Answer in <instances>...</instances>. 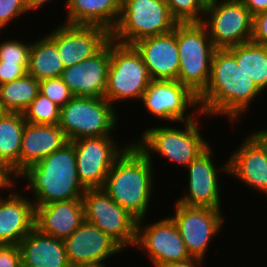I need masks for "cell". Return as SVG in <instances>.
Returning a JSON list of instances; mask_svg holds the SVG:
<instances>
[{
  "instance_id": "36",
  "label": "cell",
  "mask_w": 267,
  "mask_h": 267,
  "mask_svg": "<svg viewBox=\"0 0 267 267\" xmlns=\"http://www.w3.org/2000/svg\"><path fill=\"white\" fill-rule=\"evenodd\" d=\"M0 267H22L18 245H0Z\"/></svg>"
},
{
  "instance_id": "35",
  "label": "cell",
  "mask_w": 267,
  "mask_h": 267,
  "mask_svg": "<svg viewBox=\"0 0 267 267\" xmlns=\"http://www.w3.org/2000/svg\"><path fill=\"white\" fill-rule=\"evenodd\" d=\"M251 42L267 46V10L253 16Z\"/></svg>"
},
{
  "instance_id": "18",
  "label": "cell",
  "mask_w": 267,
  "mask_h": 267,
  "mask_svg": "<svg viewBox=\"0 0 267 267\" xmlns=\"http://www.w3.org/2000/svg\"><path fill=\"white\" fill-rule=\"evenodd\" d=\"M110 41L94 56L67 67L61 78L74 96L105 98Z\"/></svg>"
},
{
  "instance_id": "16",
  "label": "cell",
  "mask_w": 267,
  "mask_h": 267,
  "mask_svg": "<svg viewBox=\"0 0 267 267\" xmlns=\"http://www.w3.org/2000/svg\"><path fill=\"white\" fill-rule=\"evenodd\" d=\"M62 23L47 35L56 43L65 68L91 58L111 40L104 27Z\"/></svg>"
},
{
  "instance_id": "17",
  "label": "cell",
  "mask_w": 267,
  "mask_h": 267,
  "mask_svg": "<svg viewBox=\"0 0 267 267\" xmlns=\"http://www.w3.org/2000/svg\"><path fill=\"white\" fill-rule=\"evenodd\" d=\"M63 241L71 267L105 264L109 257L124 251L115 240L86 220Z\"/></svg>"
},
{
  "instance_id": "30",
  "label": "cell",
  "mask_w": 267,
  "mask_h": 267,
  "mask_svg": "<svg viewBox=\"0 0 267 267\" xmlns=\"http://www.w3.org/2000/svg\"><path fill=\"white\" fill-rule=\"evenodd\" d=\"M26 122L34 124L58 125L60 107L40 92L23 112Z\"/></svg>"
},
{
  "instance_id": "37",
  "label": "cell",
  "mask_w": 267,
  "mask_h": 267,
  "mask_svg": "<svg viewBox=\"0 0 267 267\" xmlns=\"http://www.w3.org/2000/svg\"><path fill=\"white\" fill-rule=\"evenodd\" d=\"M27 73L18 63H0V85L20 79Z\"/></svg>"
},
{
  "instance_id": "15",
  "label": "cell",
  "mask_w": 267,
  "mask_h": 267,
  "mask_svg": "<svg viewBox=\"0 0 267 267\" xmlns=\"http://www.w3.org/2000/svg\"><path fill=\"white\" fill-rule=\"evenodd\" d=\"M146 218L137 221L136 248L145 251L153 267L190 259L179 230L169 216L146 224Z\"/></svg>"
},
{
  "instance_id": "6",
  "label": "cell",
  "mask_w": 267,
  "mask_h": 267,
  "mask_svg": "<svg viewBox=\"0 0 267 267\" xmlns=\"http://www.w3.org/2000/svg\"><path fill=\"white\" fill-rule=\"evenodd\" d=\"M177 24L165 0H122L120 19L111 39L133 45L143 38L168 33Z\"/></svg>"
},
{
  "instance_id": "8",
  "label": "cell",
  "mask_w": 267,
  "mask_h": 267,
  "mask_svg": "<svg viewBox=\"0 0 267 267\" xmlns=\"http://www.w3.org/2000/svg\"><path fill=\"white\" fill-rule=\"evenodd\" d=\"M151 81L147 67L135 47L111 39L105 99L116 108L117 102H140Z\"/></svg>"
},
{
  "instance_id": "27",
  "label": "cell",
  "mask_w": 267,
  "mask_h": 267,
  "mask_svg": "<svg viewBox=\"0 0 267 267\" xmlns=\"http://www.w3.org/2000/svg\"><path fill=\"white\" fill-rule=\"evenodd\" d=\"M65 69L56 43L47 35L31 42L28 60V74L36 80L61 77Z\"/></svg>"
},
{
  "instance_id": "39",
  "label": "cell",
  "mask_w": 267,
  "mask_h": 267,
  "mask_svg": "<svg viewBox=\"0 0 267 267\" xmlns=\"http://www.w3.org/2000/svg\"><path fill=\"white\" fill-rule=\"evenodd\" d=\"M16 178L0 163V190L9 191L17 186Z\"/></svg>"
},
{
  "instance_id": "19",
  "label": "cell",
  "mask_w": 267,
  "mask_h": 267,
  "mask_svg": "<svg viewBox=\"0 0 267 267\" xmlns=\"http://www.w3.org/2000/svg\"><path fill=\"white\" fill-rule=\"evenodd\" d=\"M152 80H177L180 57L174 30L143 38L133 44Z\"/></svg>"
},
{
  "instance_id": "14",
  "label": "cell",
  "mask_w": 267,
  "mask_h": 267,
  "mask_svg": "<svg viewBox=\"0 0 267 267\" xmlns=\"http://www.w3.org/2000/svg\"><path fill=\"white\" fill-rule=\"evenodd\" d=\"M173 206L174 215L170 217L175 222L188 253L191 257L205 260L208 245L224 227L226 217H223V210L179 203Z\"/></svg>"
},
{
  "instance_id": "32",
  "label": "cell",
  "mask_w": 267,
  "mask_h": 267,
  "mask_svg": "<svg viewBox=\"0 0 267 267\" xmlns=\"http://www.w3.org/2000/svg\"><path fill=\"white\" fill-rule=\"evenodd\" d=\"M24 42L10 38L0 43V63H18L27 71L31 42Z\"/></svg>"
},
{
  "instance_id": "2",
  "label": "cell",
  "mask_w": 267,
  "mask_h": 267,
  "mask_svg": "<svg viewBox=\"0 0 267 267\" xmlns=\"http://www.w3.org/2000/svg\"><path fill=\"white\" fill-rule=\"evenodd\" d=\"M16 179H23V182L25 179L23 191L28 189L33 193L34 206L82 199L86 191L78 177L75 147L71 141L27 167Z\"/></svg>"
},
{
  "instance_id": "5",
  "label": "cell",
  "mask_w": 267,
  "mask_h": 267,
  "mask_svg": "<svg viewBox=\"0 0 267 267\" xmlns=\"http://www.w3.org/2000/svg\"><path fill=\"white\" fill-rule=\"evenodd\" d=\"M176 41L180 57L177 81L198 96L209 82L217 48L202 23H178Z\"/></svg>"
},
{
  "instance_id": "12",
  "label": "cell",
  "mask_w": 267,
  "mask_h": 267,
  "mask_svg": "<svg viewBox=\"0 0 267 267\" xmlns=\"http://www.w3.org/2000/svg\"><path fill=\"white\" fill-rule=\"evenodd\" d=\"M114 137H84L71 141L75 147L78 177L85 189L102 188L115 160L132 143L129 140L128 144L120 146Z\"/></svg>"
},
{
  "instance_id": "41",
  "label": "cell",
  "mask_w": 267,
  "mask_h": 267,
  "mask_svg": "<svg viewBox=\"0 0 267 267\" xmlns=\"http://www.w3.org/2000/svg\"><path fill=\"white\" fill-rule=\"evenodd\" d=\"M204 259L191 257L183 261L168 263L162 267H203Z\"/></svg>"
},
{
  "instance_id": "29",
  "label": "cell",
  "mask_w": 267,
  "mask_h": 267,
  "mask_svg": "<svg viewBox=\"0 0 267 267\" xmlns=\"http://www.w3.org/2000/svg\"><path fill=\"white\" fill-rule=\"evenodd\" d=\"M39 94V81L28 73L0 85V112L23 113Z\"/></svg>"
},
{
  "instance_id": "9",
  "label": "cell",
  "mask_w": 267,
  "mask_h": 267,
  "mask_svg": "<svg viewBox=\"0 0 267 267\" xmlns=\"http://www.w3.org/2000/svg\"><path fill=\"white\" fill-rule=\"evenodd\" d=\"M217 49L251 41L253 16L240 0H207L201 22Z\"/></svg>"
},
{
  "instance_id": "33",
  "label": "cell",
  "mask_w": 267,
  "mask_h": 267,
  "mask_svg": "<svg viewBox=\"0 0 267 267\" xmlns=\"http://www.w3.org/2000/svg\"><path fill=\"white\" fill-rule=\"evenodd\" d=\"M39 92L60 108L74 97L61 77L39 81Z\"/></svg>"
},
{
  "instance_id": "10",
  "label": "cell",
  "mask_w": 267,
  "mask_h": 267,
  "mask_svg": "<svg viewBox=\"0 0 267 267\" xmlns=\"http://www.w3.org/2000/svg\"><path fill=\"white\" fill-rule=\"evenodd\" d=\"M140 102L149 115L161 119L163 123L168 121L167 124L178 121L177 124L181 125L201 114L198 96L177 80H152Z\"/></svg>"
},
{
  "instance_id": "40",
  "label": "cell",
  "mask_w": 267,
  "mask_h": 267,
  "mask_svg": "<svg viewBox=\"0 0 267 267\" xmlns=\"http://www.w3.org/2000/svg\"><path fill=\"white\" fill-rule=\"evenodd\" d=\"M252 16L267 10V0H240Z\"/></svg>"
},
{
  "instance_id": "21",
  "label": "cell",
  "mask_w": 267,
  "mask_h": 267,
  "mask_svg": "<svg viewBox=\"0 0 267 267\" xmlns=\"http://www.w3.org/2000/svg\"><path fill=\"white\" fill-rule=\"evenodd\" d=\"M85 221L82 199L35 206V228L54 238L69 237Z\"/></svg>"
},
{
  "instance_id": "1",
  "label": "cell",
  "mask_w": 267,
  "mask_h": 267,
  "mask_svg": "<svg viewBox=\"0 0 267 267\" xmlns=\"http://www.w3.org/2000/svg\"><path fill=\"white\" fill-rule=\"evenodd\" d=\"M262 93L227 49H216L209 82L198 95V102L206 119L225 116L234 126Z\"/></svg>"
},
{
  "instance_id": "3",
  "label": "cell",
  "mask_w": 267,
  "mask_h": 267,
  "mask_svg": "<svg viewBox=\"0 0 267 267\" xmlns=\"http://www.w3.org/2000/svg\"><path fill=\"white\" fill-rule=\"evenodd\" d=\"M154 165L132 142L115 160L102 187L137 221L147 218L155 190Z\"/></svg>"
},
{
  "instance_id": "23",
  "label": "cell",
  "mask_w": 267,
  "mask_h": 267,
  "mask_svg": "<svg viewBox=\"0 0 267 267\" xmlns=\"http://www.w3.org/2000/svg\"><path fill=\"white\" fill-rule=\"evenodd\" d=\"M67 142L59 125L26 122L21 142L20 173L60 149Z\"/></svg>"
},
{
  "instance_id": "28",
  "label": "cell",
  "mask_w": 267,
  "mask_h": 267,
  "mask_svg": "<svg viewBox=\"0 0 267 267\" xmlns=\"http://www.w3.org/2000/svg\"><path fill=\"white\" fill-rule=\"evenodd\" d=\"M236 59L238 66L263 92L267 88V46L254 42L239 44L227 49Z\"/></svg>"
},
{
  "instance_id": "4",
  "label": "cell",
  "mask_w": 267,
  "mask_h": 267,
  "mask_svg": "<svg viewBox=\"0 0 267 267\" xmlns=\"http://www.w3.org/2000/svg\"><path fill=\"white\" fill-rule=\"evenodd\" d=\"M205 115L201 113L199 118L182 122L183 129L174 126H152L147 127L142 133L140 139L133 143L148 157L153 163V155L162 156L161 159H168L175 165H180L185 169L193 160H195L209 146L203 134L201 135L200 117ZM169 126V127H168ZM172 126V127H171ZM176 126V127H175ZM155 152V154H154ZM153 153V155H152Z\"/></svg>"
},
{
  "instance_id": "13",
  "label": "cell",
  "mask_w": 267,
  "mask_h": 267,
  "mask_svg": "<svg viewBox=\"0 0 267 267\" xmlns=\"http://www.w3.org/2000/svg\"><path fill=\"white\" fill-rule=\"evenodd\" d=\"M214 149L210 145L195 160H193L184 170L187 169V193L174 202L184 206L212 207L214 209L223 208L221 205V186L219 181L221 175L229 174V160L220 167L214 162ZM218 166V167H217ZM222 173V174H221ZM220 174V176H219Z\"/></svg>"
},
{
  "instance_id": "43",
  "label": "cell",
  "mask_w": 267,
  "mask_h": 267,
  "mask_svg": "<svg viewBox=\"0 0 267 267\" xmlns=\"http://www.w3.org/2000/svg\"><path fill=\"white\" fill-rule=\"evenodd\" d=\"M75 267H108V266L105 263V264L83 265V266H75Z\"/></svg>"
},
{
  "instance_id": "11",
  "label": "cell",
  "mask_w": 267,
  "mask_h": 267,
  "mask_svg": "<svg viewBox=\"0 0 267 267\" xmlns=\"http://www.w3.org/2000/svg\"><path fill=\"white\" fill-rule=\"evenodd\" d=\"M82 201L87 222L101 229L124 250L135 246L137 220L118 205L103 188L86 189Z\"/></svg>"
},
{
  "instance_id": "20",
  "label": "cell",
  "mask_w": 267,
  "mask_h": 267,
  "mask_svg": "<svg viewBox=\"0 0 267 267\" xmlns=\"http://www.w3.org/2000/svg\"><path fill=\"white\" fill-rule=\"evenodd\" d=\"M10 191L0 198V245H18L35 228L31 196L20 190Z\"/></svg>"
},
{
  "instance_id": "38",
  "label": "cell",
  "mask_w": 267,
  "mask_h": 267,
  "mask_svg": "<svg viewBox=\"0 0 267 267\" xmlns=\"http://www.w3.org/2000/svg\"><path fill=\"white\" fill-rule=\"evenodd\" d=\"M248 137L259 147L267 159V127L251 133L249 131Z\"/></svg>"
},
{
  "instance_id": "24",
  "label": "cell",
  "mask_w": 267,
  "mask_h": 267,
  "mask_svg": "<svg viewBox=\"0 0 267 267\" xmlns=\"http://www.w3.org/2000/svg\"><path fill=\"white\" fill-rule=\"evenodd\" d=\"M22 267H71L62 239L34 228L18 244Z\"/></svg>"
},
{
  "instance_id": "25",
  "label": "cell",
  "mask_w": 267,
  "mask_h": 267,
  "mask_svg": "<svg viewBox=\"0 0 267 267\" xmlns=\"http://www.w3.org/2000/svg\"><path fill=\"white\" fill-rule=\"evenodd\" d=\"M121 3L122 0H66L64 23L100 26L112 32L120 19Z\"/></svg>"
},
{
  "instance_id": "22",
  "label": "cell",
  "mask_w": 267,
  "mask_h": 267,
  "mask_svg": "<svg viewBox=\"0 0 267 267\" xmlns=\"http://www.w3.org/2000/svg\"><path fill=\"white\" fill-rule=\"evenodd\" d=\"M230 155L229 175L267 197V159L259 147L246 136Z\"/></svg>"
},
{
  "instance_id": "26",
  "label": "cell",
  "mask_w": 267,
  "mask_h": 267,
  "mask_svg": "<svg viewBox=\"0 0 267 267\" xmlns=\"http://www.w3.org/2000/svg\"><path fill=\"white\" fill-rule=\"evenodd\" d=\"M23 113L0 112V163L16 178L20 174Z\"/></svg>"
},
{
  "instance_id": "34",
  "label": "cell",
  "mask_w": 267,
  "mask_h": 267,
  "mask_svg": "<svg viewBox=\"0 0 267 267\" xmlns=\"http://www.w3.org/2000/svg\"><path fill=\"white\" fill-rule=\"evenodd\" d=\"M24 14H28L24 0H0V32Z\"/></svg>"
},
{
  "instance_id": "42",
  "label": "cell",
  "mask_w": 267,
  "mask_h": 267,
  "mask_svg": "<svg viewBox=\"0 0 267 267\" xmlns=\"http://www.w3.org/2000/svg\"><path fill=\"white\" fill-rule=\"evenodd\" d=\"M50 1L53 2V0H24V3L28 12L30 11L31 13V10L33 12L36 11L37 9L39 10L40 8H42L43 5L45 6L48 3L50 4Z\"/></svg>"
},
{
  "instance_id": "31",
  "label": "cell",
  "mask_w": 267,
  "mask_h": 267,
  "mask_svg": "<svg viewBox=\"0 0 267 267\" xmlns=\"http://www.w3.org/2000/svg\"><path fill=\"white\" fill-rule=\"evenodd\" d=\"M172 17L178 23H201L207 0H165Z\"/></svg>"
},
{
  "instance_id": "7",
  "label": "cell",
  "mask_w": 267,
  "mask_h": 267,
  "mask_svg": "<svg viewBox=\"0 0 267 267\" xmlns=\"http://www.w3.org/2000/svg\"><path fill=\"white\" fill-rule=\"evenodd\" d=\"M116 108L105 98L74 96L60 108L59 127L68 141L114 136L119 127Z\"/></svg>"
}]
</instances>
